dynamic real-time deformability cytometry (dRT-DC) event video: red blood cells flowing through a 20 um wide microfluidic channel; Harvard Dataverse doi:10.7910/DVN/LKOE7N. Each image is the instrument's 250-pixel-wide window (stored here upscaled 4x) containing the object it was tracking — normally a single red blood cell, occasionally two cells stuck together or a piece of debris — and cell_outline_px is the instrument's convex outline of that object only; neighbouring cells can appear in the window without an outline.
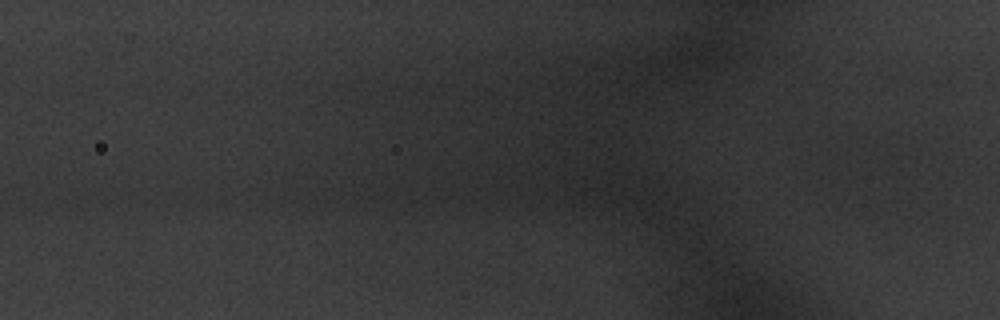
{"species": "common noctule bat (a hibernating species)", "species_latin": "Nyctalus noctula", "temperature_condition": "warm", "stored_images_in_passage": 4, "camera_frame_rate_fps": 3000, "um_per_image_px": 0.085, "animal": {"sex": "male", "body_mass_g": 20.1, "forearm_length_mm": 53.5}, "frame": {"image": 1, "passage_image": 2, "time_ms": 0.333, "image_size_px": [1000, 320], "cell_outline_px": [[656, 148], [652, 172], [612, 172], [564, 156], [544, 148], [532, 140], [532, 136], [560, 120], [624, 124], [644, 132]], "centroid_in_image_um": [51.02, 12.33], "position_along_channel_um": 74.8, "area_um2": 32.71}}